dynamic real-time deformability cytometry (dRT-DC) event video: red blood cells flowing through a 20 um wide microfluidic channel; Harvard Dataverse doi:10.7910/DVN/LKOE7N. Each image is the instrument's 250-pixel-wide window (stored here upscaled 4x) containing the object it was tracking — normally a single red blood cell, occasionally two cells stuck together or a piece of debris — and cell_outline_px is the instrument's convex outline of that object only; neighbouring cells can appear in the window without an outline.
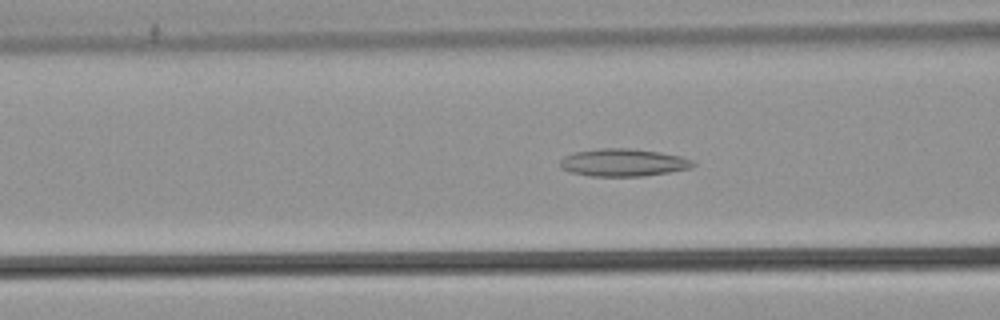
{"species": "common noctule bat (a hibernating species)", "species_latin": "Nyctalus noctula", "temperature_condition": "warm", "stored_images_in_passage": 53, "camera_frame_rate_fps": 3000, "um_per_image_px": 0.085, "animal": {"sex": "male", "body_mass_g": 21.5, "forearm_length_mm": 52.0}, "frame": {"image": 1, "passage_image": 21, "time_ms": 6.667, "image_size_px": [1000, 320], "cell_outline_px": [[696, 164], [692, 168], [644, 176], [588, 176], [568, 172], [560, 168], [560, 160], [564, 156], [572, 152], [600, 148], [628, 148], [660, 152], [680, 156], [692, 160]], "centroid_in_image_um": [52.93, 13.82], "position_along_channel_um": 113.7, "area_um2": 21.56}}
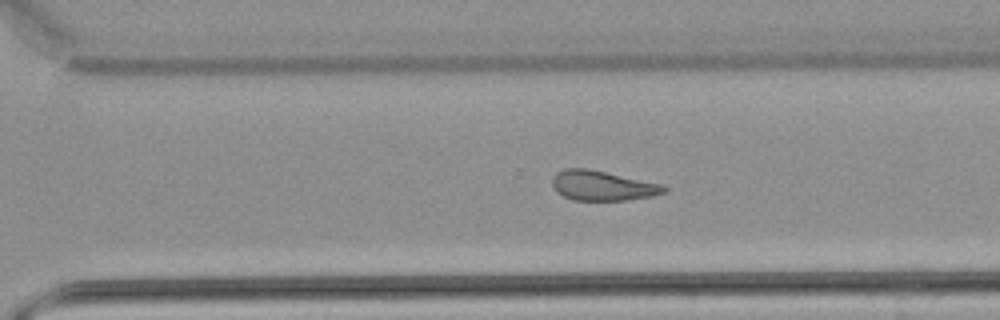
{"frame": {"image": 2, "passage_image": 37, "time_ms": 12.0, "image_size_px": [1000, 320], "cell_outline_px": [[668, 188], [664, 192], [652, 196], [624, 200], [572, 200], [556, 192], [552, 184], [552, 176], [556, 172], [564, 168], [588, 168], [664, 184]], "centroid_in_image_um": [51.19, 15.77], "position_along_channel_um": 319.4, "area_um2": 19.59}}
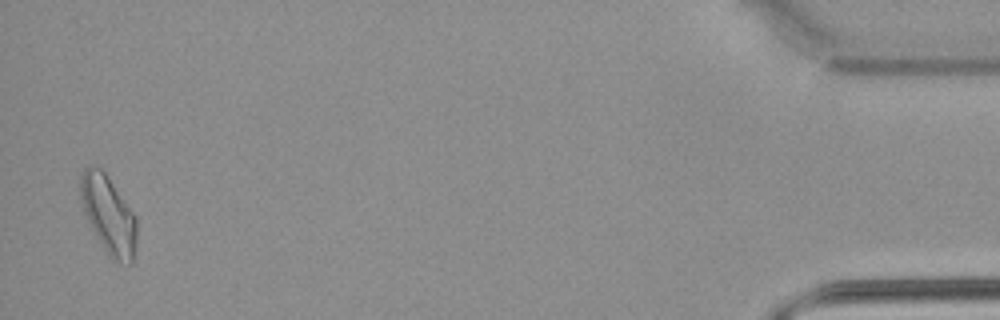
{"frame": {"image": 3, "passage_image": 52, "time_ms": 17.0, "image_size_px": [1000, 320], "cell_outline_px": [[136, 244], [132, 264], [120, 264], [112, 260], [108, 256], [96, 236], [84, 212], [80, 200], [80, 176], [84, 168], [88, 164], [92, 164], [100, 168], [104, 172], [136, 216]], "centroid_in_image_um": [9.21, 18.27], "position_along_channel_um": 426.0, "area_um2": 25.66}, "authors_computed_cell_mechanics": {"area_um2": 21.5594, "velocity_mm_per_s": 3.861, "shape_relaxation_time_tau1_ms": null, "shape_relaxation_time_tau2_ms": 6.0983, "deformation_change_tau1": null, "deformation_change_tau2": 0.1688}}